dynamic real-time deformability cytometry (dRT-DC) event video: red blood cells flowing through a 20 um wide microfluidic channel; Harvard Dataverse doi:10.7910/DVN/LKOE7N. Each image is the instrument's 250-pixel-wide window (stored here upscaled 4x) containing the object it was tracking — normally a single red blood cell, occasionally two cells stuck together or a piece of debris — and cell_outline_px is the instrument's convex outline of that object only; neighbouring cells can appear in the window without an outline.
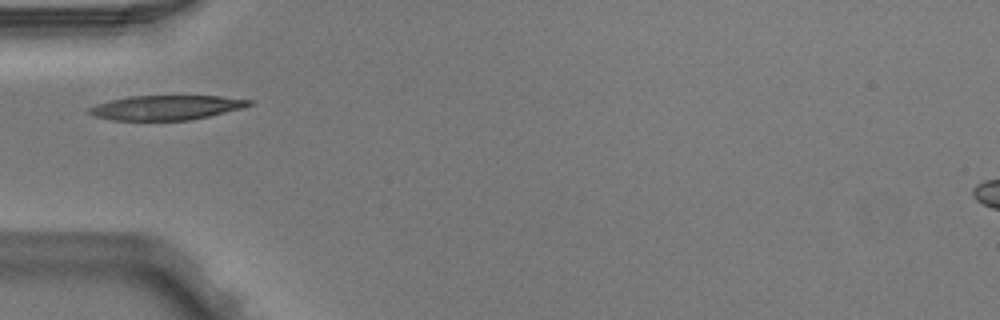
{"species": "Egyptian fruit bat (a non-hibernating species)", "species_latin": "Rousettus aegyptiacus", "temperature_condition": "warm", "stored_images_in_passage": 1, "camera_frame_rate_fps": 3000, "um_per_image_px": 0.085, "animal": {"sex": "male"}, "frame": {"image": 1, "passage_image": 1, "time_ms": 0.0, "image_size_px": [1000, 320], "cell_outline_px": [[252, 104], [240, 108], [208, 116], [188, 120], [112, 120], [92, 116], [88, 112], [88, 108], [96, 104], [128, 96], [220, 96], [252, 100]], "centroid_in_image_um": [14.07, 9.14], "position_along_channel_um": 70.9, "area_um2": 22.66}}